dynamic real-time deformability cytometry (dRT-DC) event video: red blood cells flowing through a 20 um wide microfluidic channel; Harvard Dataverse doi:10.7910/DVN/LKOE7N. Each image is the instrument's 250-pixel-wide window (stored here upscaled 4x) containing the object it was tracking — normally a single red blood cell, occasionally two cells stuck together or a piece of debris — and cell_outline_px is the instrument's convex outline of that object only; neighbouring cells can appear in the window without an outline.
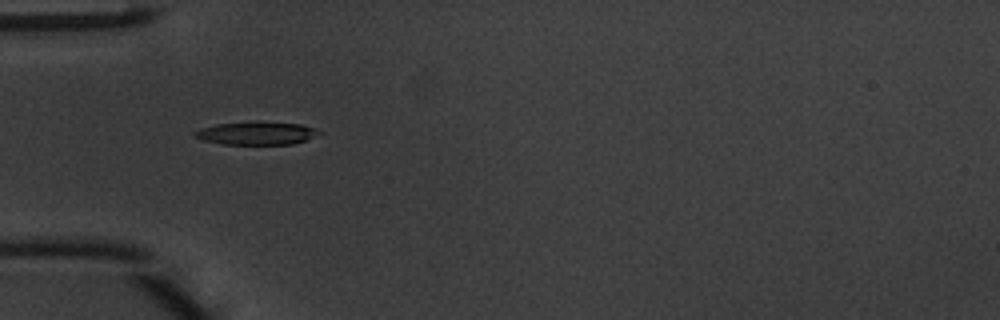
{"species": "common noctule bat (a hibernating species)", "species_latin": "Nyctalus noctula", "temperature_condition": "warm", "stored_images_in_passage": 34, "camera_frame_rate_fps": 3000, "um_per_image_px": 0.085, "animal": {"sex": "male", "body_mass_g": 20.1, "forearm_length_mm": 53.5}, "frame": {"image": 1, "passage_image": 1, "time_ms": 0.0, "image_size_px": [1000, 320], "cell_outline_px": [[324, 132], [304, 140], [292, 144], [224, 144], [204, 140], [192, 136], [192, 132], [200, 128], [216, 124], [256, 120], [300, 124], [316, 128]], "centroid_in_image_um": [21.78, 11.29], "position_along_channel_um": 63.2, "area_um2": 16.99}}
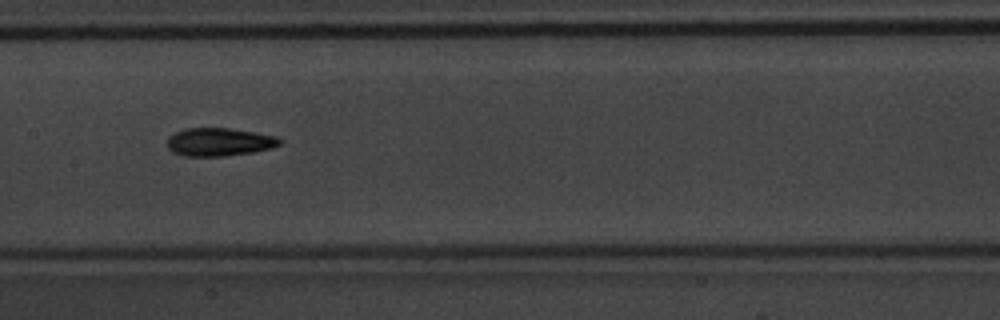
{"frame": {"image": 2, "passage_image": 10, "time_ms": 3.0, "image_size_px": [1000, 320], "cell_outline_px": [[280, 144], [272, 148], [252, 152], [224, 156], [184, 156], [172, 152], [168, 148], [168, 136], [184, 128], [228, 128], [256, 132], [276, 136], [280, 140]], "centroid_in_image_um": [18.61, 12.06], "position_along_channel_um": 188.8, "area_um2": 18.44}}
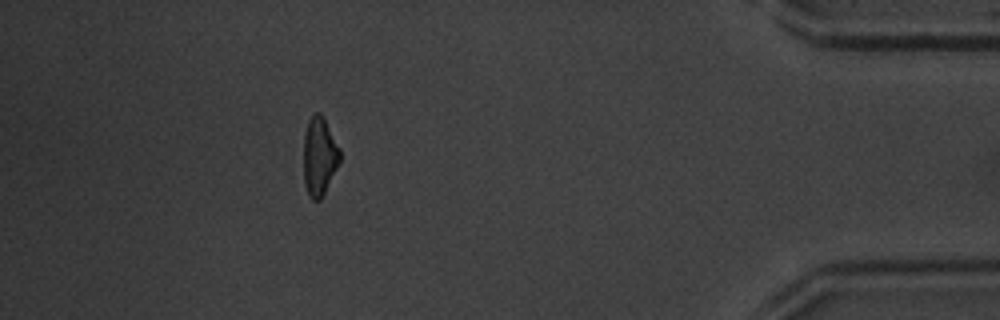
{"frame": {"image": 3, "passage_image": 29, "time_ms": 9.333, "image_size_px": [1000, 320], "cell_outline_px": [[340, 164], [320, 200], [312, 200], [308, 196], [304, 184], [304, 132], [308, 120], [312, 112], [320, 112], [340, 148]], "centroid_in_image_um": [27.14, 13.29], "position_along_channel_um": 408.1, "area_um2": 16.82}, "authors_computed_cell_mechanics": {"area_um2": 17.3111, "velocity_mm_per_s": 4.2307, "shape_relaxation_time_tau1_ms": 2.1371, "shape_relaxation_time_tau2_ms": 4.2709, "deformation_change_tau1": 0.1586, "deformation_change_tau2": 0.1446}}